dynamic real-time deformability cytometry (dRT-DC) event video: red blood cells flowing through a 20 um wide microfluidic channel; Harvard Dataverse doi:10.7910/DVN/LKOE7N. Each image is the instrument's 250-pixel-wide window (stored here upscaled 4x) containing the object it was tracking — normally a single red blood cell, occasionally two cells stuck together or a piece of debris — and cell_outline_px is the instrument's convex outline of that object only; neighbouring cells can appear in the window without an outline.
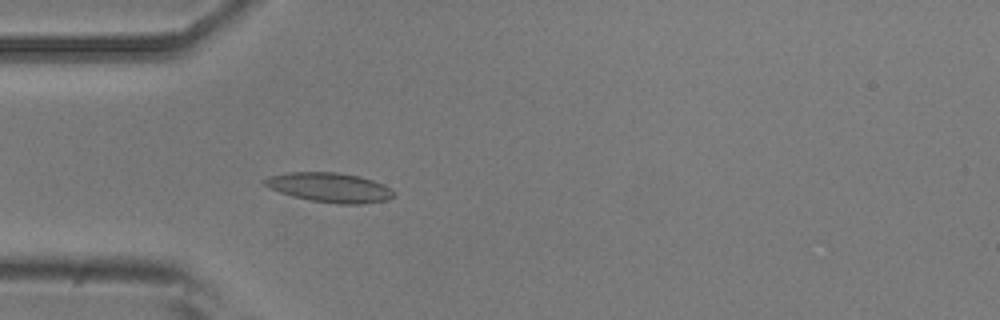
{"species": "common noctule bat (a hibernating species)", "species_latin": "Nyctalus noctula", "temperature_condition": "room temperature", "stored_images_in_passage": 41, "camera_frame_rate_fps": 3000, "um_per_image_px": 0.085, "animal": {"sex": "male", "body_mass_g": 20.5, "forearm_length_mm": 52.5}, "frame": {"image": 1, "passage_image": 5, "time_ms": 1.333, "image_size_px": [1000, 320], "cell_outline_px": [[396, 196], [388, 200], [360, 204], [340, 204], [312, 200], [292, 196], [280, 192], [264, 184], [264, 180], [268, 176], [288, 172], [336, 172], [356, 176], [372, 180], [384, 184], [396, 192]], "centroid_in_image_um": [28.07, 15.94], "position_along_channel_um": 56.9, "area_um2": 22.08}}
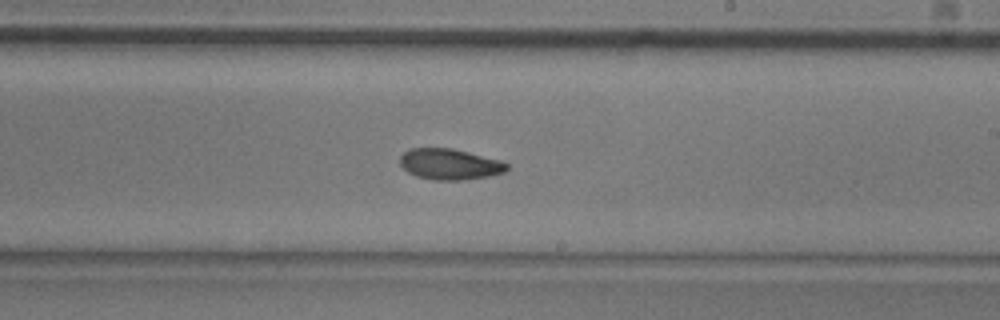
{"frame": {"image": 2, "passage_image": 20, "time_ms": 6.333, "image_size_px": [1000, 320], "cell_outline_px": [[508, 168], [504, 172], [488, 176], [464, 180], [432, 180], [416, 176], [408, 172], [400, 164], [400, 156], [404, 152], [412, 148], [452, 148], [500, 160], [508, 164]], "centroid_in_image_um": [38.21, 13.96], "position_along_channel_um": 250.8, "area_um2": 19.19}}
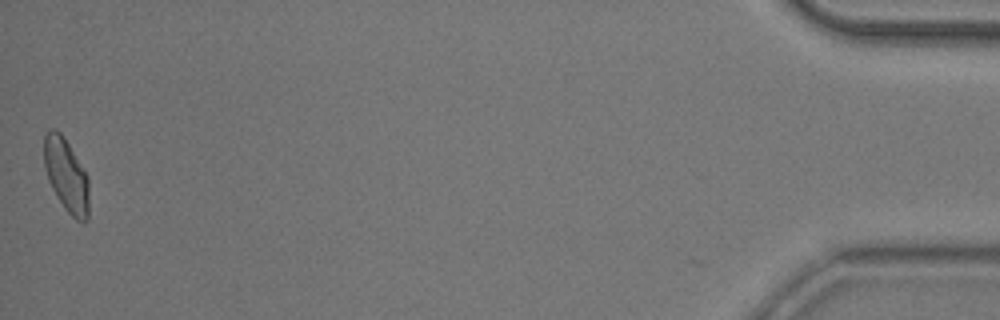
{"frame": {"image": 3, "passage_image": 41, "time_ms": 13.333, "image_size_px": [1000, 320], "cell_outline_px": [[88, 220], [76, 220], [64, 208], [56, 196], [48, 180], [44, 168], [44, 136], [48, 128], [56, 128], [60, 132], [68, 144], [88, 176]], "centroid_in_image_um": [5.61, 14.87], "position_along_channel_um": 429.6, "area_um2": 19.13}, "authors_computed_cell_mechanics": {"area_um2": 19.1896, "velocity_mm_per_s": 3.931, "shape_relaxation_time_tau1_ms": 5.8672, "shape_relaxation_time_tau2_ms": 2.6545, "deformation_change_tau1": 0.1386, "deformation_change_tau2": 0.0746}}